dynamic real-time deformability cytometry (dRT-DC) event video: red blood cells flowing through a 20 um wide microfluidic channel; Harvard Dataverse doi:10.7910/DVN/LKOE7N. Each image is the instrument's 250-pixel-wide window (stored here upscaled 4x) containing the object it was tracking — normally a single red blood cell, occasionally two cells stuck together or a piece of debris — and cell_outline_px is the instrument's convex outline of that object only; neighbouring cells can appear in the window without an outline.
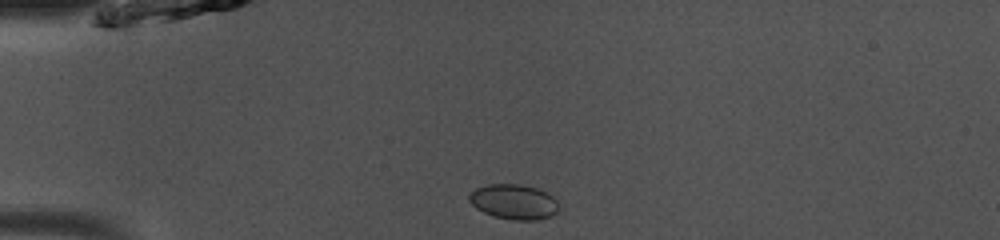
{"species": "common noctule bat (a hibernating species)", "species_latin": "Nyctalus noctula", "temperature_condition": "room temperature", "stored_images_in_passage": 38, "camera_frame_rate_fps": 3000, "um_per_image_px": 0.085, "animal": {"sex": "male", "body_mass_g": 13.0, "forearm_length_mm": 53.1}, "frame": {"image": 1, "passage_image": 1, "time_ms": 0.0, "image_size_px": [1000, 240], "cell_outline_px": [[556, 212], [552, 216], [536, 220], [512, 220], [492, 216], [476, 208], [468, 200], [468, 196], [476, 188], [488, 184], [520, 184], [536, 188], [552, 196], [556, 200]], "centroid_in_image_um": [43.64, 17.16], "position_along_channel_um": 41.4, "area_um2": 18.15}}
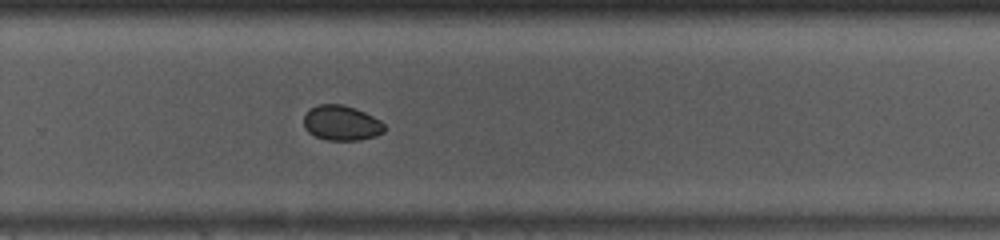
{"frame": {"image": 2, "passage_image": 22, "time_ms": 7.0, "image_size_px": [1000, 240], "cell_outline_px": [[384, 132], [376, 136], [360, 140], [328, 140], [316, 136], [308, 132], [304, 128], [304, 116], [308, 108], [320, 104], [344, 104], [356, 108], [380, 120], [384, 124]], "centroid_in_image_um": [29.01, 10.44], "position_along_channel_um": 300.8, "area_um2": 16.59}}
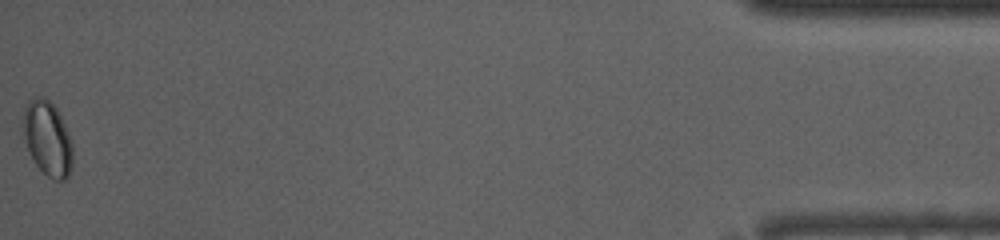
{"frame": {"image": 3, "passage_image": 38, "time_ms": 12.333, "image_size_px": [1000, 240], "cell_outline_px": [[72, 164], [68, 176], [64, 180], [56, 180], [48, 176], [36, 164], [28, 152], [20, 120], [24, 108], [28, 100], [40, 96], [44, 96], [56, 108], [68, 132], [72, 144]], "centroid_in_image_um": [4.0, 11.74], "position_along_channel_um": 431.2, "area_um2": 21.68}, "authors_computed_cell_mechanics": {"area_um2": 17.1377, "velocity_mm_per_s": 4.1004, "shape_relaxation_time_tau1_ms": 4.8877, "shape_relaxation_time_tau2_ms": null, "deformation_change_tau1": 0.0524, "deformation_change_tau2": null}}